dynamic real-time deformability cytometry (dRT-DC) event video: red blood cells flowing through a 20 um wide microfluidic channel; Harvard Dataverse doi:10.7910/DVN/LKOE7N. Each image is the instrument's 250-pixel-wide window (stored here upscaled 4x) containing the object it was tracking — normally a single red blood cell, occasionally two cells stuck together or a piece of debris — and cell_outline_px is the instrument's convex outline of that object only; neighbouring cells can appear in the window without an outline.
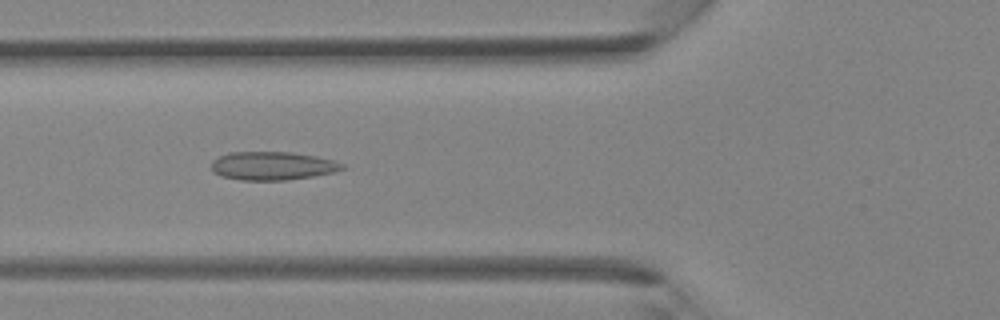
{"species": "Egyptian fruit bat (a non-hibernating species)", "species_latin": "Rousettus aegyptiacus", "temperature_condition": "room temperature", "stored_images_in_passage": 29, "camera_frame_rate_fps": 3000, "um_per_image_px": 0.085, "animal": {"sex": "female"}, "frame": {"image": 1, "passage_image": 9, "time_ms": 2.667, "image_size_px": [1000, 320], "cell_outline_px": [[348, 168], [332, 172], [312, 176], [284, 180], [240, 180], [220, 176], [212, 172], [212, 160], [228, 152], [292, 152], [316, 156], [332, 160], [344, 164]], "centroid_in_image_um": [23.14, 14.09], "position_along_channel_um": 102.7, "area_um2": 21.68}}
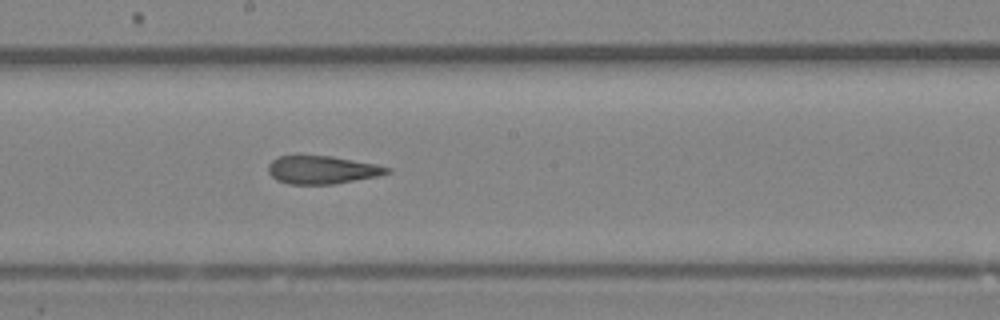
{"frame": {"image": 2, "passage_image": 16, "time_ms": 5.0, "image_size_px": [1000, 320], "cell_outline_px": [[392, 172], [380, 176], [332, 184], [288, 184], [276, 180], [268, 172], [268, 164], [272, 160], [280, 156], [332, 156], [376, 164], [392, 168]], "centroid_in_image_um": [27.41, 14.44], "position_along_channel_um": 220.8, "area_um2": 19.48}}
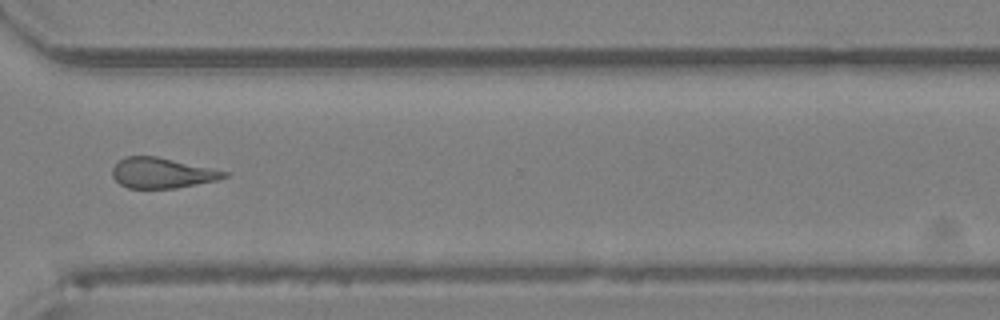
{"frame": {"image": 3, "passage_image": 24, "time_ms": 7.667, "image_size_px": [1000, 320], "cell_outline_px": [[228, 176], [216, 180], [176, 188], [128, 188], [120, 184], [112, 176], [112, 168], [124, 156], [156, 156], [228, 172]], "centroid_in_image_um": [13.73, 14.7], "position_along_channel_um": 356.9, "area_um2": 19.54}}